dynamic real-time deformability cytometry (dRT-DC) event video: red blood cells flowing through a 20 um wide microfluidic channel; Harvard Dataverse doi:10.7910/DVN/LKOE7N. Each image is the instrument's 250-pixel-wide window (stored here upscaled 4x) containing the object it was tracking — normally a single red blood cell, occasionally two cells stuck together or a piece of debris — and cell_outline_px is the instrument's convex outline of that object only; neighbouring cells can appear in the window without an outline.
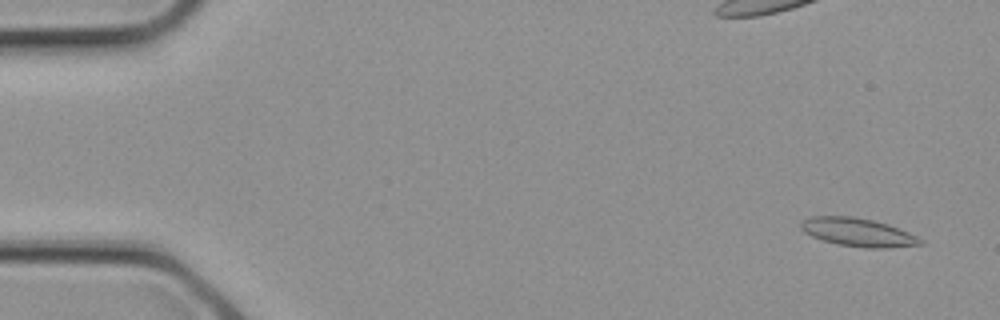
{"species": "common noctule bat (a hibernating species)", "species_latin": "Nyctalus noctula", "temperature_condition": "cold", "stored_images_in_passage": 4, "camera_frame_rate_fps": 3000, "um_per_image_px": 0.085, "animal": {"sex": "female", "body_mass_g": 21.9}, "frame": {"image": 1, "passage_image": 1, "time_ms": 0.0, "image_size_px": [1000, 320], "cell_outline_px": [[924, 244], [888, 248], [864, 248], [836, 244], [812, 236], [804, 232], [800, 228], [800, 224], [808, 216], [852, 216], [872, 220], [888, 224], [908, 232], [924, 240]], "centroid_in_image_um": [72.93, 19.75], "position_along_channel_um": 12.1, "area_um2": 19.77}}
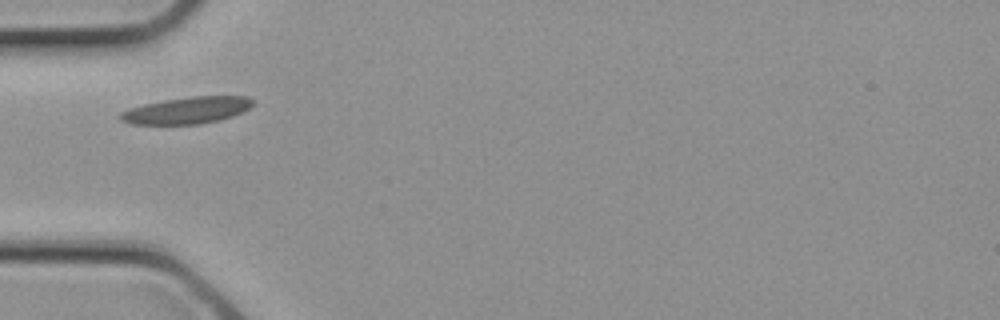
{"frame": {"image": 2, "passage_image": 4, "time_ms": 1.0, "image_size_px": [1000, 320], "cell_outline_px": [[252, 104], [248, 108], [232, 116], [220, 120], [200, 124], [132, 124], [120, 120], [116, 116], [120, 112], [128, 108], [144, 104], [164, 100], [192, 96], [248, 96], [252, 100]], "centroid_in_image_um": [15.82, 9.38], "position_along_channel_um": 69.2, "area_um2": 20.63}}